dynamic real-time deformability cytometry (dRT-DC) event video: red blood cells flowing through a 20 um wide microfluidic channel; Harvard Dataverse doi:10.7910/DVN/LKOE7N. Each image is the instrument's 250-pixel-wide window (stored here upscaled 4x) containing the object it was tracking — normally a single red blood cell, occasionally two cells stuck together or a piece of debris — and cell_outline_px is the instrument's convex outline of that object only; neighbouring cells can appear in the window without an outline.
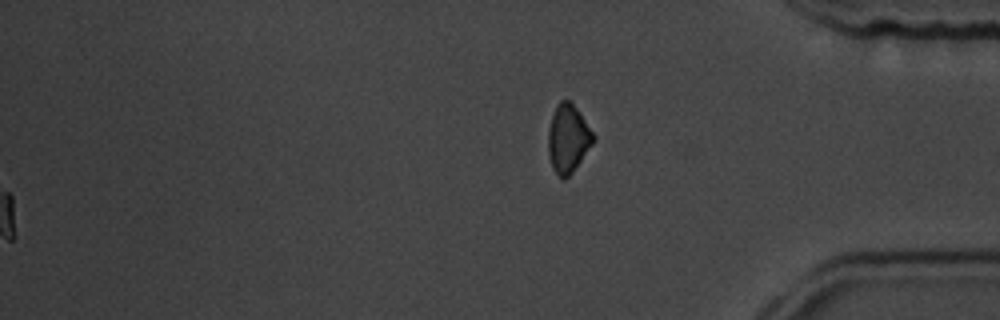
{"species": "common noctule bat (a hibernating species)", "species_latin": "Nyctalus noctula", "temperature_condition": "room temperature", "stored_images_in_passage": 45, "segment_of_instrument_passage": [2, 2], "camera_frame_rate_fps": 3000, "um_per_image_px": 0.085, "animal": {"sex": "male", "body_mass_g": 19.5, "forearm_length_mm": 54.6}, "frame": {"image": 1, "passage_image": 45, "time_ms": 14.667, "image_size_px": [1000, 320], "cell_outline_px": [[596, 140], [572, 172], [564, 180], [552, 168], [548, 156], [548, 128], [556, 104], [560, 100], [568, 100], [580, 112], [596, 136]], "centroid_in_image_um": [48.29, 11.77], "position_along_channel_um": 386.9, "area_um2": 18.03}}